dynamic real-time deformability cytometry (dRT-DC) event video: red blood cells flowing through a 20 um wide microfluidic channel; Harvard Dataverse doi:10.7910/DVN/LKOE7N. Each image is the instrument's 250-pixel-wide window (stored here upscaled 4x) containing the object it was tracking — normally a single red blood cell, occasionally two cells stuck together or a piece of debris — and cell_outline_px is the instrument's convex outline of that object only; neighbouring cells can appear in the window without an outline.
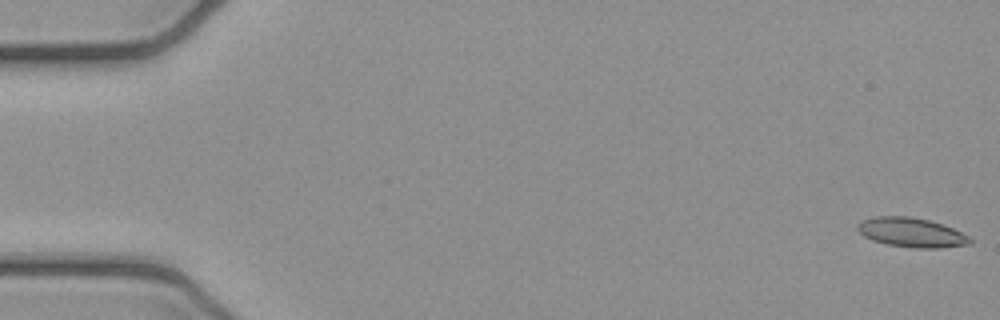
{"species": "common noctule bat (a hibernating species)", "species_latin": "Nyctalus noctula", "temperature_condition": "cold", "stored_images_in_passage": 5, "camera_frame_rate_fps": 3000, "um_per_image_px": 0.085, "animal": {"sex": "female", "body_mass_g": 21.9}, "frame": {"image": 1, "passage_image": 1, "time_ms": 0.0, "image_size_px": [1000, 320], "cell_outline_px": [[972, 244], [940, 248], [916, 248], [888, 244], [872, 240], [864, 236], [856, 228], [864, 220], [872, 216], [908, 216], [928, 220], [952, 228], [968, 236], [972, 240]], "centroid_in_image_um": [77.48, 19.76], "position_along_channel_um": 7.5, "area_um2": 19.02}}
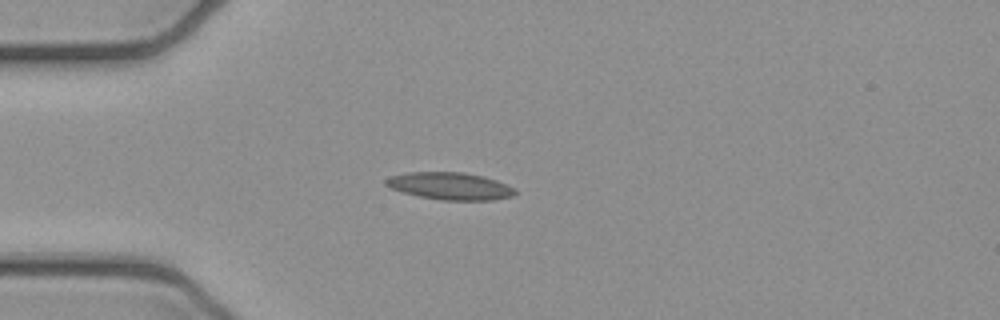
{"frame": {"image": 2, "passage_image": 4, "time_ms": 1.0, "image_size_px": [1000, 320], "cell_outline_px": [[516, 192], [512, 196], [492, 200], [440, 200], [420, 196], [404, 192], [392, 188], [384, 184], [384, 180], [388, 176], [408, 172], [464, 172], [484, 176], [496, 180], [516, 188]], "centroid_in_image_um": [38.26, 15.8], "position_along_channel_um": 46.7, "area_um2": 20.58}}